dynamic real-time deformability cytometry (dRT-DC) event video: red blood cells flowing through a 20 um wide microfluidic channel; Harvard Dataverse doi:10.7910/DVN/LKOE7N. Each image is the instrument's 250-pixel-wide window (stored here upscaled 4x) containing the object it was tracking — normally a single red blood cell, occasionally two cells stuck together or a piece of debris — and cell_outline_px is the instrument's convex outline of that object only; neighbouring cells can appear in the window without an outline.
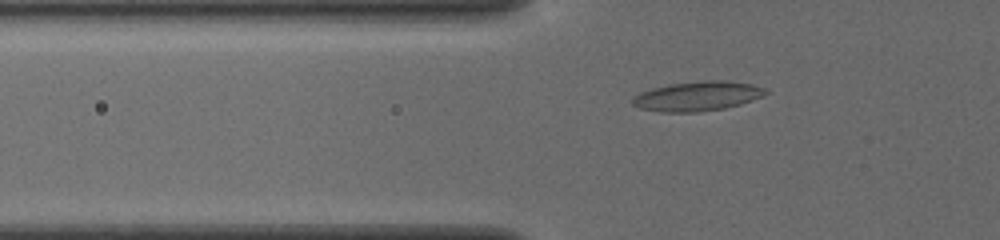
{"species": "common noctule bat (a hibernating species)", "species_latin": "Nyctalus noctula", "temperature_condition": "cold", "stored_images_in_passage": 36, "camera_frame_rate_fps": 3000, "um_per_image_px": 0.085, "animal": {"sex": "female", "body_mass_g": 19.5, "forearm_length_mm": 54.1}, "frame": {"image": 1, "passage_image": 2, "time_ms": 0.333, "image_size_px": [1000, 240], "cell_outline_px": [[772, 92], [740, 104], [724, 108], [696, 112], [660, 112], [640, 108], [632, 104], [632, 96], [640, 92], [652, 88], [668, 84], [700, 80], [724, 80], [752, 84], [768, 88]], "centroid_in_image_um": [59.29, 8.16], "position_along_channel_um": 66.5, "area_um2": 23.18}}
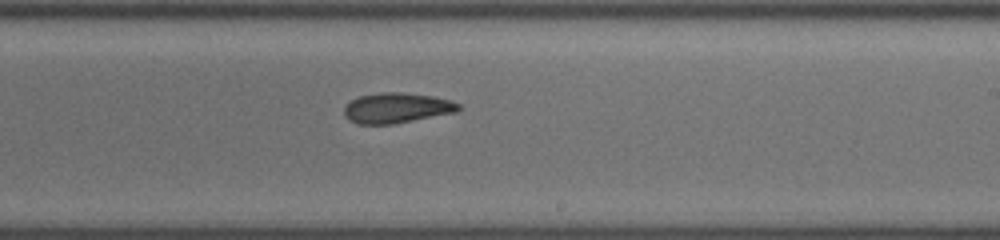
{"frame": {"image": 2, "passage_image": 17, "time_ms": 5.333, "image_size_px": [1000, 240], "cell_outline_px": [[460, 108], [456, 112], [392, 124], [356, 124], [348, 120], [344, 116], [344, 108], [352, 100], [360, 96], [380, 92], [404, 92], [432, 96], [452, 100], [460, 104]], "centroid_in_image_um": [33.71, 9.17], "position_along_channel_um": 255.3, "area_um2": 20.17}}
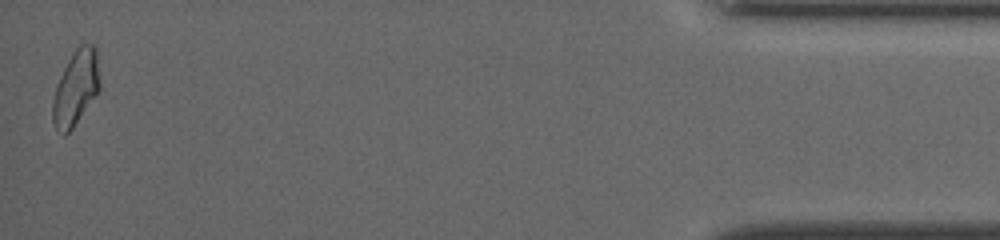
{"frame": {"image": 3, "passage_image": 36, "time_ms": 11.667, "image_size_px": [1000, 240], "cell_outline_px": [[100, 88], [72, 128], [64, 136], [56, 128], [52, 120], [52, 104], [56, 84], [68, 60], [76, 48], [80, 44], [92, 44], [96, 48], [100, 84]], "centroid_in_image_um": [6.43, 7.45], "position_along_channel_um": 428.8, "area_um2": 20.23}, "authors_computed_cell_mechanics": {"area_um2": 20.3456, "velocity_mm_per_s": 3.9064, "shape_relaxation_time_tau1_ms": 6.6011, "shape_relaxation_time_tau2_ms": 2.2959, "deformation_change_tau1": 0.1919, "deformation_change_tau2": 0.0898}}